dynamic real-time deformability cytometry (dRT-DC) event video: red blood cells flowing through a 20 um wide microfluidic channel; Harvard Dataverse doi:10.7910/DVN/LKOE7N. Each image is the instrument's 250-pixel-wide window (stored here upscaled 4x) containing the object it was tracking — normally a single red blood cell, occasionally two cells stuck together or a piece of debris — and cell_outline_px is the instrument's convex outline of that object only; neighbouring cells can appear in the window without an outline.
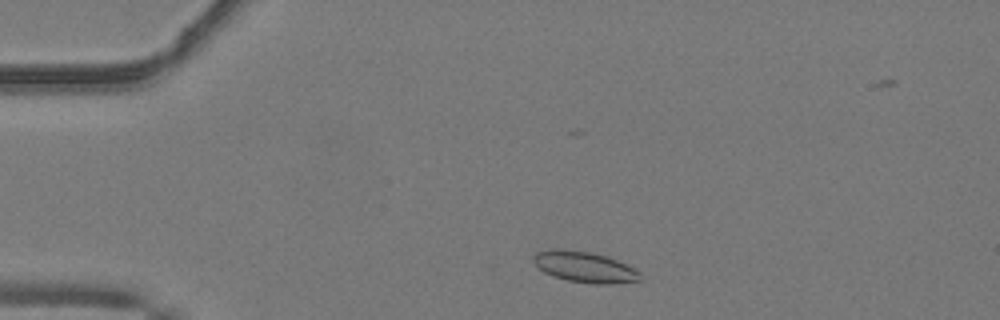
{"species": "common noctule bat (a hibernating species)", "species_latin": "Nyctalus noctula", "temperature_condition": "warm", "stored_images_in_passage": 44, "camera_frame_rate_fps": 3000, "um_per_image_px": 0.085, "animal": {"sex": "male", "body_mass_g": 19.2, "forearm_length_mm": 51.8}, "frame": {"image": 1, "passage_image": 4, "time_ms": 1.0, "image_size_px": [1000, 320], "cell_outline_px": [[640, 280], [612, 284], [592, 284], [568, 280], [552, 276], [544, 272], [532, 260], [532, 256], [536, 252], [548, 248], [556, 248], [592, 252], [608, 256], [640, 272]], "centroid_in_image_um": [49.64, 22.68], "position_along_channel_um": 35.4, "area_um2": 19.25}}
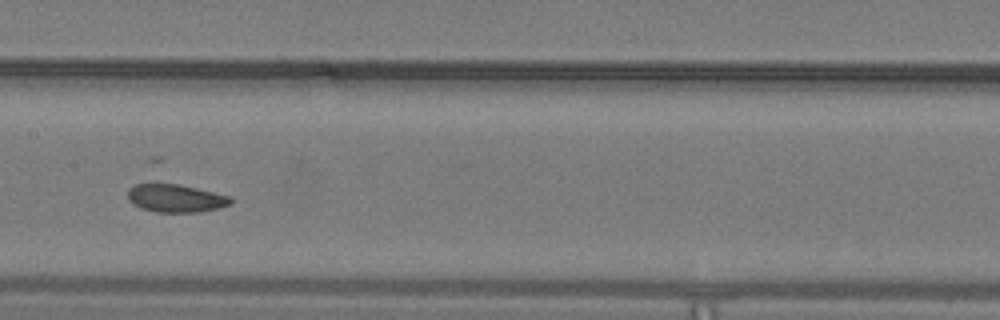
{"frame": {"image": 2, "passage_image": 19, "time_ms": 6.0, "image_size_px": [1000, 320], "cell_outline_px": [[232, 204], [220, 208], [200, 212], [156, 212], [140, 208], [132, 204], [128, 200], [128, 188], [136, 184], [180, 184], [232, 196]], "centroid_in_image_um": [14.96, 16.86], "position_along_channel_um": 192.4, "area_um2": 16.99}}
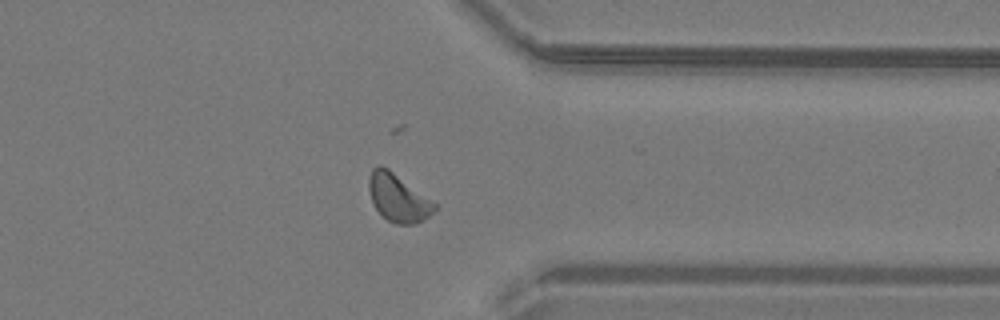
{"frame": {"image": 3, "passage_image": 33, "time_ms": 10.667, "image_size_px": [1000, 320], "cell_outline_px": [[436, 208], [424, 220], [412, 224], [396, 224], [388, 220], [376, 208], [372, 200], [368, 188], [368, 176], [372, 168], [376, 164], [380, 164], [388, 168], [436, 204]], "centroid_in_image_um": [33.79, 16.78], "position_along_channel_um": 377.6, "area_um2": 17.98}, "authors_computed_cell_mechanics": {"area_um2": 17.5712, "velocity_mm_per_s": 4.0622, "shape_relaxation_time_tau1_ms": null, "shape_relaxation_time_tau2_ms": 1.4607, "deformation_change_tau1": null, "deformation_change_tau2": 0.0466}}